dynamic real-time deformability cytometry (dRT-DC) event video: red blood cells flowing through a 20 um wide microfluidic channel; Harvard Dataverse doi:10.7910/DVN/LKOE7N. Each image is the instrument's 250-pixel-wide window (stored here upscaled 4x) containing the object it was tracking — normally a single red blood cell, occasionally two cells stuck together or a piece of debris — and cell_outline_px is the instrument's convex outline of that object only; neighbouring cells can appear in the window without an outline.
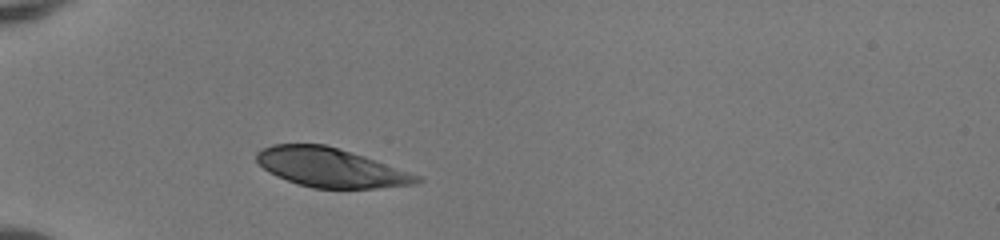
{"species": "human", "species_latin": "Homo sapiens", "temperature_condition": "room temperature", "stored_images_in_passage": 30, "camera_frame_rate_fps": 3000, "um_per_image_px": 0.085, "donor": {"sex": "female"}, "frame": {"image": 1, "passage_image": 1, "time_ms": 0.0, "image_size_px": [1000, 240], "cell_outline_px": [[424, 180], [416, 184], [376, 188], [312, 188], [296, 184], [276, 176], [268, 172], [256, 160], [256, 152], [260, 148], [272, 144], [324, 144], [364, 156], [420, 176]], "centroid_in_image_um": [28.06, 14.25], "position_along_channel_um": 56.9, "area_um2": 36.41}}
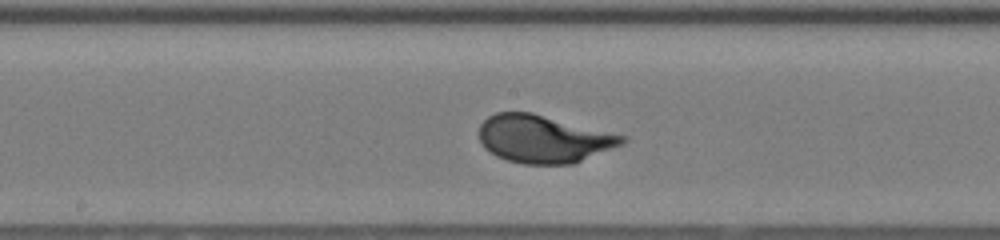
{"frame": {"image": 2, "passage_image": 13, "time_ms": 4.0, "image_size_px": [1000, 240], "cell_outline_px": [[628, 140], [624, 144], [572, 164], [524, 164], [508, 160], [496, 156], [484, 148], [480, 140], [480, 124], [488, 116], [496, 112], [532, 112], [628, 136]], "centroid_in_image_um": [46.22, 11.8], "position_along_channel_um": 202.0, "area_um2": 39.94}}
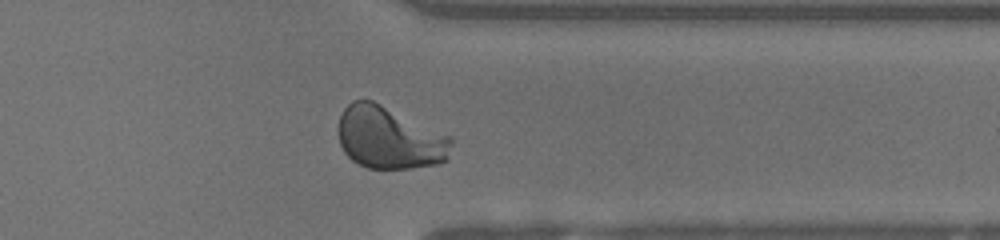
{"frame": {"image": 3, "passage_image": 26, "time_ms": 8.333, "image_size_px": [1000, 240], "cell_outline_px": [[452, 144], [448, 160], [440, 164], [412, 168], [368, 168], [352, 160], [344, 152], [340, 144], [340, 116], [344, 108], [352, 100], [372, 100], [452, 136]], "centroid_in_image_um": [33.15, 11.73], "position_along_channel_um": 378.3, "area_um2": 41.1}, "authors_computed_cell_mechanics": {"area_um2": 39.3618, "velocity_mm_per_s": 4.0804, "shape_relaxation_time_tau1_ms": 2.1201, "shape_relaxation_time_tau2_ms": null, "deformation_change_tau1": 0.1538, "deformation_change_tau2": null}}